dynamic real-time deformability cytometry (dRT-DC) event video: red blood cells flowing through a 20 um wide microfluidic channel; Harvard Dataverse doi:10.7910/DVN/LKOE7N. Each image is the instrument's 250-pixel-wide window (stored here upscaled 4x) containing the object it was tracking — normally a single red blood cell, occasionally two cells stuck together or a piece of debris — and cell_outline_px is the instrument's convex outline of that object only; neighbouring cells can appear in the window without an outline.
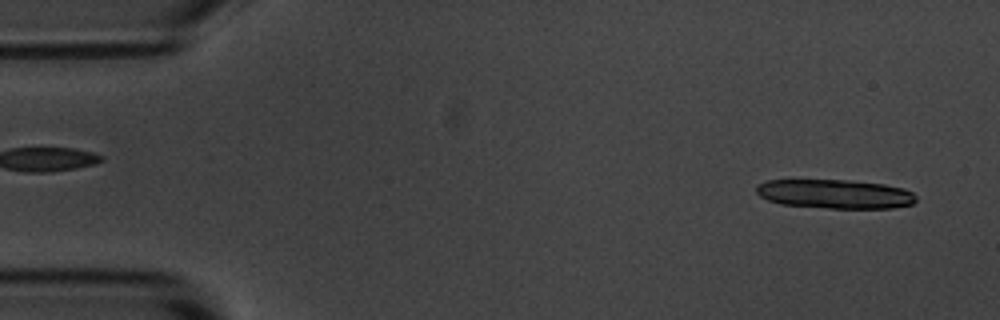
{"species": "common noctule bat (a hibernating species)", "species_latin": "Nyctalus noctula", "temperature_condition": "room temperature", "stored_images_in_passage": 29, "camera_frame_rate_fps": 3000, "um_per_image_px": 0.085, "animal": {"sex": "male", "body_mass_g": 20.1, "forearm_length_mm": 53.5}, "frame": {"image": 1, "passage_image": 1, "time_ms": 0.0, "image_size_px": [1000, 320], "cell_outline_px": [[916, 200], [912, 204], [892, 208], [828, 208], [780, 204], [768, 200], [760, 196], [756, 192], [756, 184], [768, 180], [848, 180], [884, 184], [904, 188], [912, 192], [916, 196]], "centroid_in_image_um": [70.97, 16.48], "position_along_channel_um": 14.0, "area_um2": 27.17}}
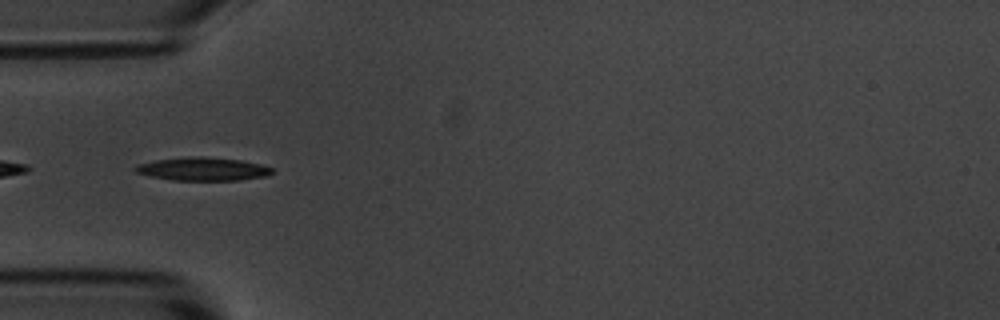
{"frame": {"image": 2, "passage_image": 15, "time_ms": 4.667, "image_size_px": [1000, 320], "cell_outline_px": [[276, 172], [268, 176], [240, 180], [172, 180], [148, 176], [136, 172], [132, 168], [140, 164], [156, 160], [200, 156], [240, 160], [260, 164], [272, 168]], "centroid_in_image_um": [17.28, 14.38], "position_along_channel_um": 67.7, "area_um2": 18.44}}
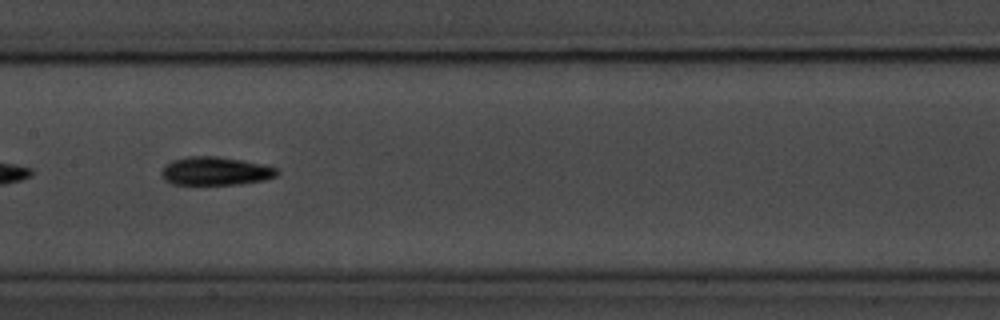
{"frame": {"image": 3, "passage_image": 25, "time_ms": 8.0, "image_size_px": [1000, 320], "cell_outline_px": [[276, 176], [264, 180], [240, 184], [172, 184], [164, 180], [160, 176], [160, 172], [172, 160], [188, 156], [216, 156], [240, 160], [260, 164], [276, 168]], "centroid_in_image_um": [18.25, 14.54], "position_along_channel_um": 189.1, "area_um2": 18.84}}